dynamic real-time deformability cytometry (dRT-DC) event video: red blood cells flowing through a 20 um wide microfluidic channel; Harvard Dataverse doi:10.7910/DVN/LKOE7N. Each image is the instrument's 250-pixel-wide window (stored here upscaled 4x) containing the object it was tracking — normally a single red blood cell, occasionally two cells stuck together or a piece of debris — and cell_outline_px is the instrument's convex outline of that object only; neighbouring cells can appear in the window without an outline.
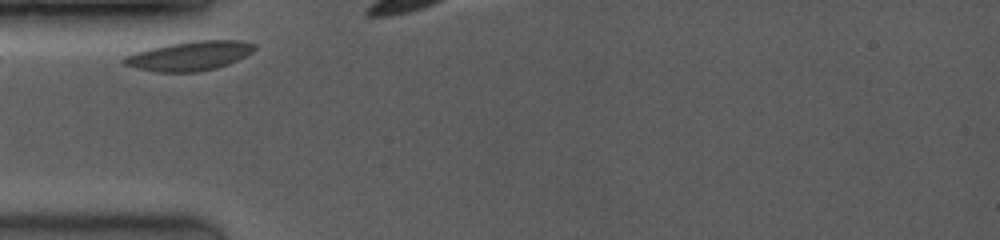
{"species": "common noctule bat (a hibernating species)", "species_latin": "Nyctalus noctula", "temperature_condition": "room temperature", "stored_images_in_passage": 5, "camera_frame_rate_fps": 3500, "um_per_image_px": 0.085, "animal": {"sex": "female", "body_mass_g": 19.0, "forearm_length_mm": 53.3}, "frame": {"image": 1, "passage_image": 1, "time_ms": 0.0, "image_size_px": [1000, 240], "cell_outline_px": [[256, 48], [252, 52], [228, 64], [216, 68], [200, 72], [156, 72], [136, 68], [124, 64], [120, 60], [124, 56], [136, 52], [168, 44], [192, 40], [240, 40], [256, 44]], "centroid_in_image_um": [16.11, 4.75], "position_along_channel_um": 68.9, "area_um2": 22.37}}